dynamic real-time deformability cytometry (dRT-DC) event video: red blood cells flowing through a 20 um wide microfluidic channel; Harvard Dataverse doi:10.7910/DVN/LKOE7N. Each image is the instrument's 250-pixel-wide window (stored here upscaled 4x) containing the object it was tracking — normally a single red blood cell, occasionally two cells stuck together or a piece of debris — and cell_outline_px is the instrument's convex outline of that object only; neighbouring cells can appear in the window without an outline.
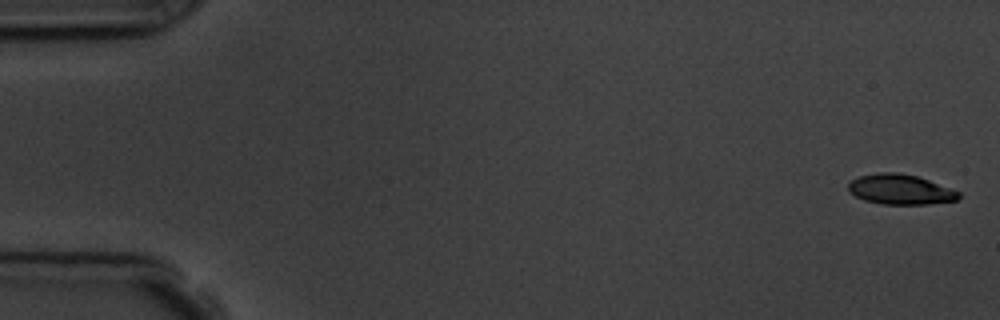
{"species": "common noctule bat (a hibernating species)", "species_latin": "Nyctalus noctula", "temperature_condition": "room temperature", "stored_images_in_passage": 5, "camera_frame_rate_fps": 3000, "um_per_image_px": 0.085, "animal": {"sex": "male", "body_mass_g": 19.5, "forearm_length_mm": 54.6}, "frame": {"image": 1, "passage_image": 1, "time_ms": 0.0, "image_size_px": [1000, 320], "cell_outline_px": [[960, 196], [956, 200], [928, 204], [880, 204], [864, 200], [848, 192], [848, 184], [852, 180], [860, 176], [880, 172], [896, 172], [916, 176], [928, 180], [960, 192]], "centroid_in_image_um": [76.49, 16.1], "position_along_channel_um": 8.5, "area_um2": 19.19}}
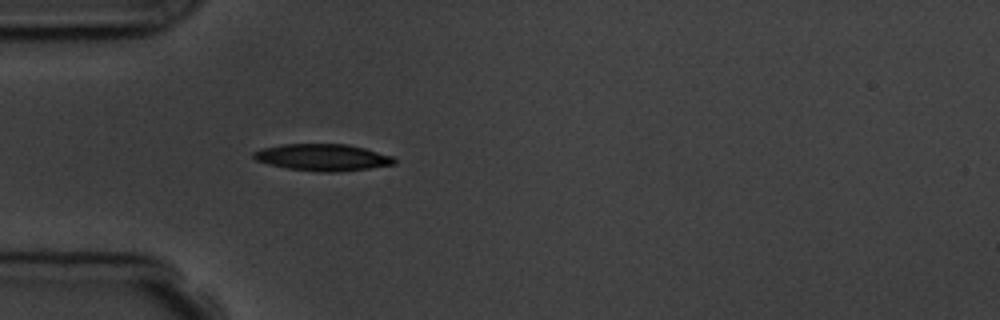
{"frame": {"image": 2, "passage_image": 5, "time_ms": 5.0, "image_size_px": [1000, 320], "cell_outline_px": [[396, 164], [368, 168], [336, 172], [320, 172], [288, 168], [268, 164], [256, 160], [252, 156], [252, 152], [264, 148], [284, 144], [348, 144], [364, 148], [392, 156], [396, 160]], "centroid_in_image_um": [27.42, 13.37], "position_along_channel_um": 57.6, "area_um2": 21.79}}